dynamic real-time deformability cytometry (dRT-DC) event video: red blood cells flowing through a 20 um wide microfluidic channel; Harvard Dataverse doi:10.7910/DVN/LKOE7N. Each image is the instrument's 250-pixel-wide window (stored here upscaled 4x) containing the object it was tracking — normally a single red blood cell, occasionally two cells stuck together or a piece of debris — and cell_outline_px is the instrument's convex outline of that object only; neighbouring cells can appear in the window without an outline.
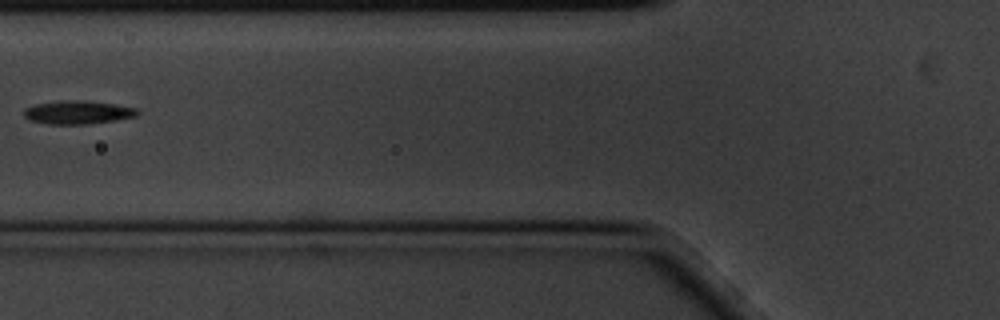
{"species": "common noctule bat (a hibernating species)", "species_latin": "Nyctalus noctula", "temperature_condition": "cold", "stored_images_in_passage": 12, "camera_frame_rate_fps": 3000, "um_per_image_px": 0.085, "animal": {"sex": "male", "body_mass_g": 20.1, "forearm_length_mm": 53.5}, "frame": {"image": 1, "passage_image": 3, "time_ms": 0.667, "image_size_px": [1000, 320], "cell_outline_px": [[140, 112], [136, 116], [116, 120], [88, 124], [48, 124], [32, 120], [24, 116], [24, 108], [36, 104], [60, 100], [84, 100], [112, 104], [136, 108]], "centroid_in_image_um": [6.61, 9.54], "position_along_channel_um": 119.2, "area_um2": 15.37}}
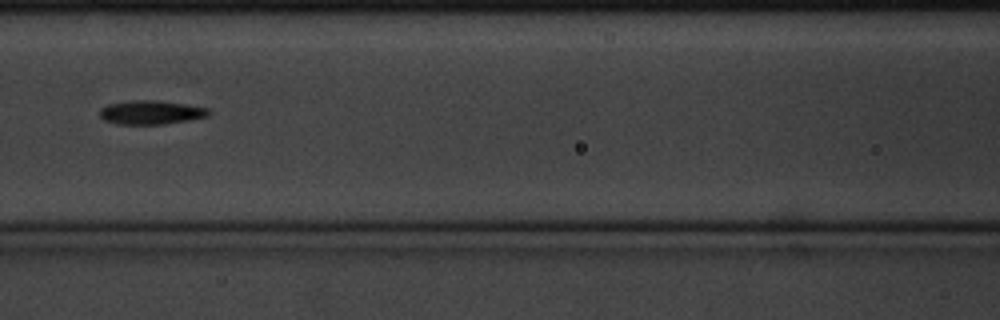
{"frame": {"image": 2, "passage_image": 4, "time_ms": 1.0, "image_size_px": [1000, 320], "cell_outline_px": [[212, 112], [208, 116], [188, 120], [164, 124], [116, 124], [104, 120], [100, 116], [100, 108], [108, 104], [128, 100], [156, 100], [184, 104], [208, 108]], "centroid_in_image_um": [12.81, 9.55], "position_along_channel_um": 153.8, "area_um2": 15.2}}
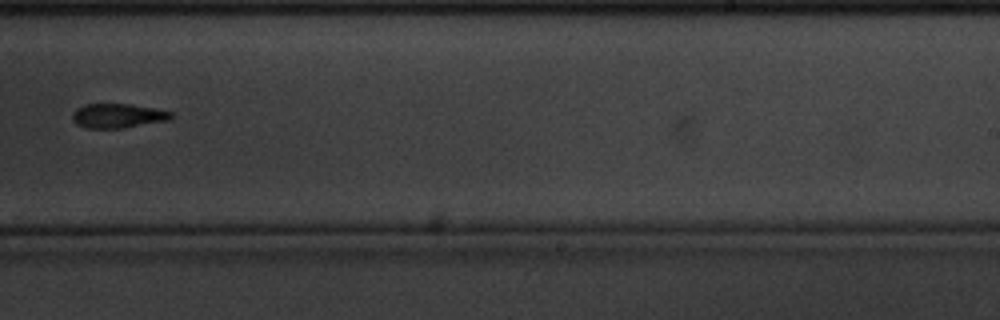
{"frame": {"image": 3, "passage_image": 7, "time_ms": 2.0, "image_size_px": [1000, 320], "cell_outline_px": [[172, 116], [168, 120], [120, 128], [84, 128], [76, 124], [72, 116], [76, 108], [84, 104], [132, 104], [156, 108], [172, 112]], "centroid_in_image_um": [9.99, 9.83], "position_along_channel_um": 279.0, "area_um2": 13.93}}